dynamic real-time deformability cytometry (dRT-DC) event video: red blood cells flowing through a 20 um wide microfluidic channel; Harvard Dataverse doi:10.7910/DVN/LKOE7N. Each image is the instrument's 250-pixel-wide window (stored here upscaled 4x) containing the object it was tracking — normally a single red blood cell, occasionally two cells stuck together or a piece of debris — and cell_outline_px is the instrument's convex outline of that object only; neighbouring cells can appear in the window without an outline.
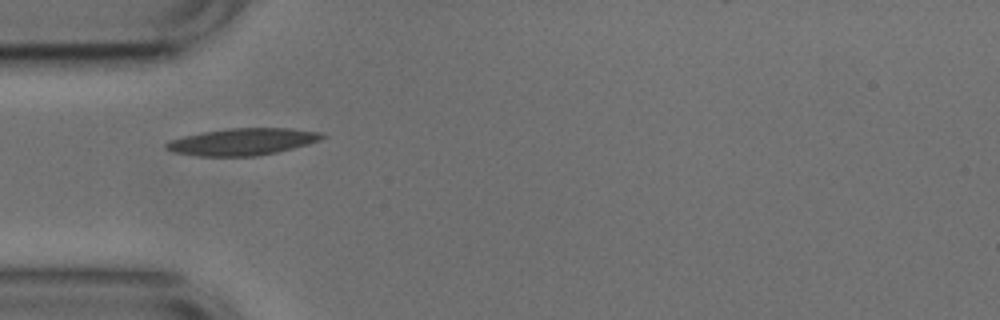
{"species": "common noctule bat (a hibernating species)", "species_latin": "Nyctalus noctula", "temperature_condition": "cold", "stored_images_in_passage": 32, "camera_frame_rate_fps": 3000, "um_per_image_px": 0.085, "animal": {"sex": "male", "body_mass_g": 17.9, "forearm_length_mm": 54.2}, "frame": {"image": 1, "passage_image": 1, "time_ms": 0.0, "image_size_px": [1000, 320], "cell_outline_px": [[328, 136], [320, 140], [308, 144], [276, 152], [256, 156], [200, 156], [172, 152], [164, 148], [164, 144], [172, 140], [184, 136], [204, 132], [228, 128], [292, 128], [320, 132]], "centroid_in_image_um": [20.63, 12.04], "position_along_channel_um": 64.4, "area_um2": 24.39}}
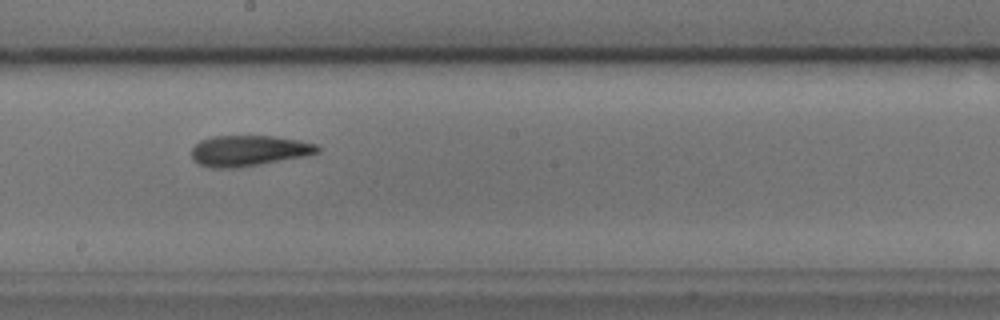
{"frame": {"image": 2, "passage_image": 14, "time_ms": 4.333, "image_size_px": [1000, 320], "cell_outline_px": [[320, 152], [308, 156], [236, 168], [212, 168], [200, 164], [192, 160], [192, 148], [200, 140], [212, 136], [276, 136], [300, 140], [316, 144], [320, 148]], "centroid_in_image_um": [21.17, 12.81], "position_along_channel_um": 227.0, "area_um2": 22.77}, "authors_computed_cell_mechanics": {"area_um2": 22.2819, "velocity_mm_per_s": 3.7515, "shape_relaxation_time_tau1_ms": 6.8783, "shape_relaxation_time_tau2_ms": 2.7874, "deformation_change_tau1": 0.1883, "deformation_change_tau2": 0.106}}